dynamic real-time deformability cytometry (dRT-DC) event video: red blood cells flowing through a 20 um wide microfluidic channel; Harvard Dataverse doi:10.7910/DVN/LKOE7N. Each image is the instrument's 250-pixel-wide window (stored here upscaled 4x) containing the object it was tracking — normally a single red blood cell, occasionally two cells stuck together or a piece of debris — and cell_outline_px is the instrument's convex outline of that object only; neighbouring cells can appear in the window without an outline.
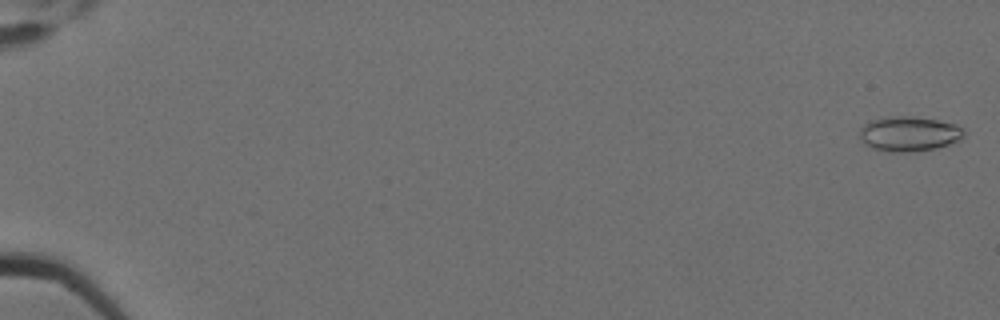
{"species": "Egyptian fruit bat (a non-hibernating species)", "species_latin": "Rousettus aegyptiacus", "temperature_condition": "cold", "stored_images_in_passage": 5, "camera_frame_rate_fps": 3000, "um_per_image_px": 0.085, "animal": {"sex": "female"}, "frame": {"image": 1, "passage_image": 1, "time_ms": 0.0, "image_size_px": [1000, 320], "cell_outline_px": [[964, 136], [960, 140], [936, 148], [908, 152], [888, 152], [872, 148], [864, 144], [860, 140], [860, 128], [868, 120], [892, 116], [912, 116], [936, 120], [956, 124], [964, 132]], "centroid_in_image_um": [77.22, 11.37], "position_along_channel_um": 7.8, "area_um2": 21.27}}